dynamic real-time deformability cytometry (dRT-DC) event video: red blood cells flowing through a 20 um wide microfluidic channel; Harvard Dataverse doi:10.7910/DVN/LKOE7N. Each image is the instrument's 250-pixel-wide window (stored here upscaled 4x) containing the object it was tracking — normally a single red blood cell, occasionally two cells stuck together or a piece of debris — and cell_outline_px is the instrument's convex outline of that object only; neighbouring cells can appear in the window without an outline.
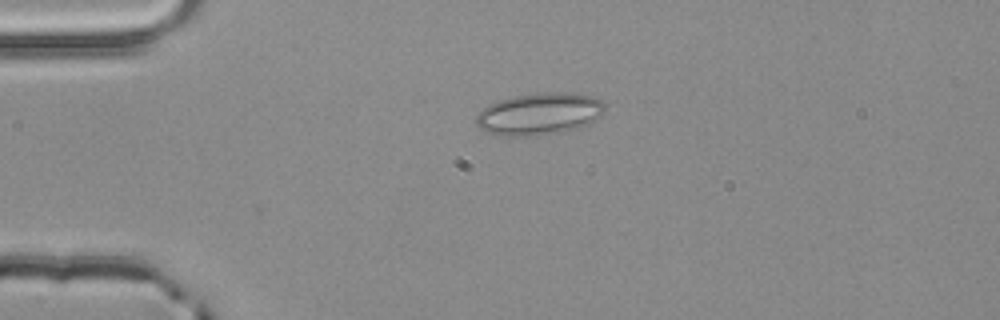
{"species": "common noctule bat (a hibernating species)", "species_latin": "Nyctalus noctula", "temperature_condition": "room temperature", "stored_images_in_passage": 2, "camera_frame_rate_fps": 3000, "um_per_image_px": 0.085, "animal": {"sex": "male", "body_mass_g": 20.4}, "frame": {"image": 1, "passage_image": 2, "time_ms": 0.333, "image_size_px": [1000, 320], "cell_outline_px": [[604, 112], [596, 120], [588, 124], [576, 128], [560, 132], [536, 136], [492, 136], [484, 132], [476, 124], [476, 116], [488, 104], [496, 100], [512, 96], [544, 92], [568, 92], [592, 96], [600, 100], [604, 104]], "centroid_in_image_um": [45.8, 9.69], "position_along_channel_um": 39.2, "area_um2": 31.96}}